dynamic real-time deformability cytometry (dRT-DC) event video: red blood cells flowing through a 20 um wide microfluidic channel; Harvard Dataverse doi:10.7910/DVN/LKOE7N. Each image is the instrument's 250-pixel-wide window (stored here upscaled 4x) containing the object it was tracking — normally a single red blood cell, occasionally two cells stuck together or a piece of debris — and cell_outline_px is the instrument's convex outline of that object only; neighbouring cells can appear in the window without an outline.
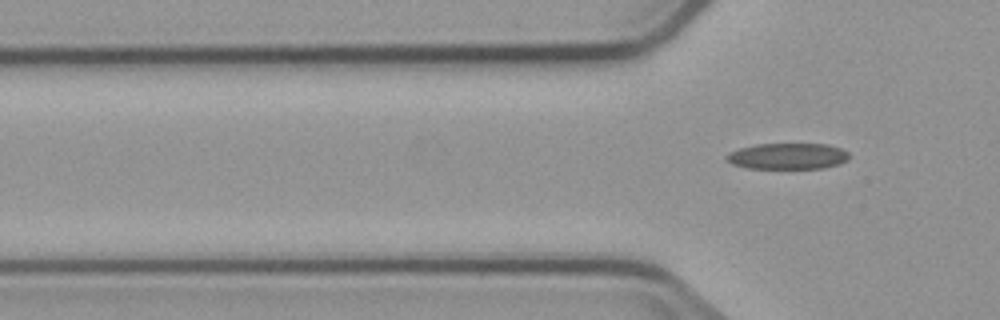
{"species": "common noctule bat (a hibernating species)", "species_latin": "Nyctalus noctula", "temperature_condition": "cold", "stored_images_in_passage": 6, "camera_frame_rate_fps": 3000, "um_per_image_px": 0.085, "animal": {"sex": "male", "body_mass_g": 23.1, "forearm_length_mm": 52.7}, "frame": {"image": 1, "passage_image": 6, "time_ms": 7.0, "image_size_px": [1000, 320], "cell_outline_px": [[848, 160], [840, 164], [824, 168], [748, 168], [732, 164], [724, 156], [728, 152], [740, 148], [756, 144], [828, 144], [840, 148], [848, 152]], "centroid_in_image_um": [66.96, 13.27], "position_along_channel_um": 58.8, "area_um2": 18.67}}